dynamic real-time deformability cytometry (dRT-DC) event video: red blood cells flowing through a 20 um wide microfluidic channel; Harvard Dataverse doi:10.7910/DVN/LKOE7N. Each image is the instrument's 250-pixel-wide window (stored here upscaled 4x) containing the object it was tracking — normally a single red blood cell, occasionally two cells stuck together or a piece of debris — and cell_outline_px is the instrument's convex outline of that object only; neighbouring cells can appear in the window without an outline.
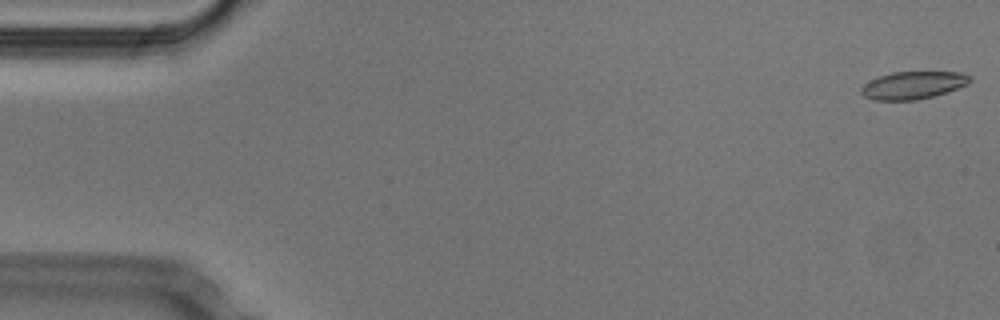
{"species": "Egyptian fruit bat (a non-hibernating species)", "species_latin": "Rousettus aegyptiacus", "temperature_condition": "cold", "stored_images_in_passage": 52, "camera_frame_rate_fps": 3000, "um_per_image_px": 0.085, "animal": {"sex": "male"}, "frame": {"image": 1, "passage_image": 1, "time_ms": 0.0, "image_size_px": [1000, 320], "cell_outline_px": [[972, 80], [968, 84], [932, 96], [916, 100], [876, 100], [864, 96], [860, 92], [860, 88], [864, 84], [880, 76], [892, 72], [960, 72], [972, 76]], "centroid_in_image_um": [77.61, 7.23], "position_along_channel_um": 7.4, "area_um2": 17.28}}
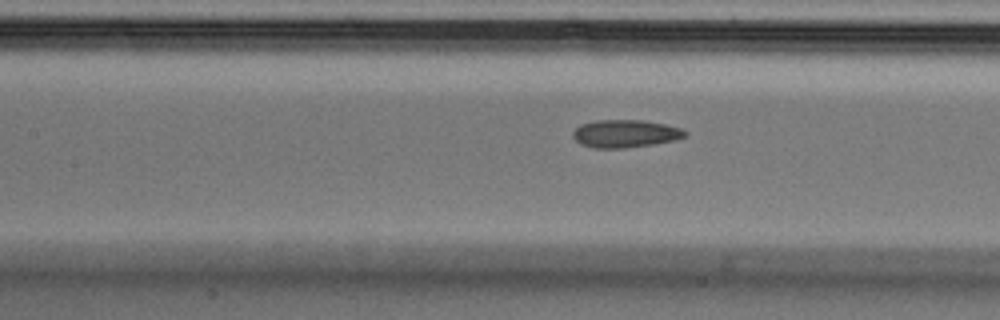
{"frame": {"image": 2, "passage_image": 23, "time_ms": 7.333, "image_size_px": [1000, 320], "cell_outline_px": [[688, 132], [684, 136], [676, 140], [652, 144], [624, 148], [592, 148], [580, 144], [572, 136], [572, 132], [580, 124], [596, 120], [644, 120], [664, 124], [680, 128]], "centroid_in_image_um": [53.11, 11.36], "position_along_channel_um": 154.3, "area_um2": 18.15}}
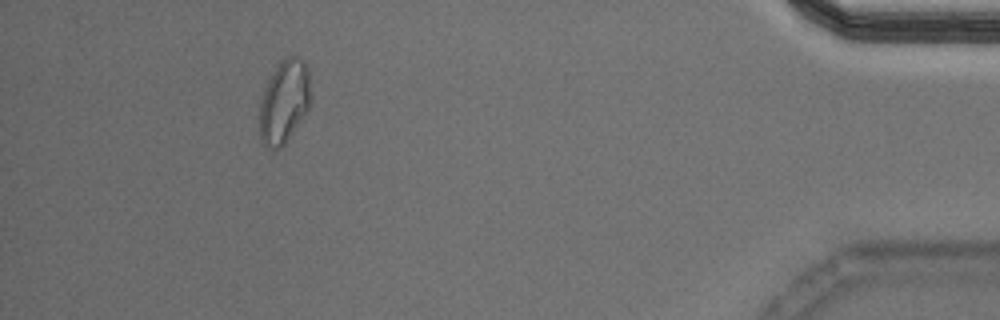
{"frame": {"image": 3, "passage_image": 48, "time_ms": 15.667, "image_size_px": [1000, 320], "cell_outline_px": [[308, 108], [284, 144], [276, 152], [268, 148], [260, 140], [260, 100], [264, 88], [268, 80], [280, 60], [284, 56], [296, 56], [304, 60], [308, 72]], "centroid_in_image_um": [24.1, 8.64], "position_along_channel_um": 411.1, "area_um2": 24.39}, "authors_computed_cell_mechanics": {"area_um2": 18.1781, "velocity_mm_per_s": 3.795, "shape_relaxation_time_tau1_ms": null, "shape_relaxation_time_tau2_ms": 4.3847, "deformation_change_tau1": null, "deformation_change_tau2": 0.1054}}